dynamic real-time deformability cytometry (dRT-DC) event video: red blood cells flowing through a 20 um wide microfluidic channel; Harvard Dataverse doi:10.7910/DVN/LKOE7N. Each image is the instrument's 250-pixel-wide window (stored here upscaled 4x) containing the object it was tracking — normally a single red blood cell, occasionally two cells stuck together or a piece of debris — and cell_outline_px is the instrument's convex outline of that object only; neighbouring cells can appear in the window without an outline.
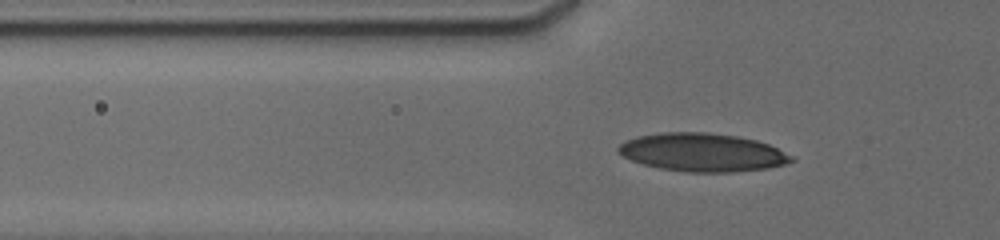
{"species": "human", "species_latin": "Homo sapiens", "temperature_condition": "cold", "stored_images_in_passage": 63, "camera_frame_rate_fps": 3000, "um_per_image_px": 0.085, "donor": {"sex": "male"}, "frame": {"image": 1, "passage_image": 25, "time_ms": 6.667, "image_size_px": [1000, 240], "cell_outline_px": [[796, 160], [784, 164], [768, 168], [732, 172], [684, 172], [660, 168], [644, 164], [632, 160], [616, 152], [616, 148], [624, 140], [636, 136], [664, 132], [708, 132], [736, 136], [756, 140], [768, 144], [796, 156]], "centroid_in_image_um": [59.71, 12.95], "position_along_channel_um": 66.1, "area_um2": 38.78}}
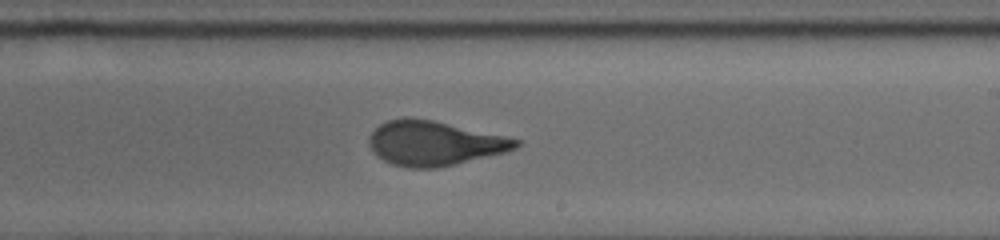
{"frame": {"image": 2, "passage_image": 43, "time_ms": 11.667, "image_size_px": [1000, 240], "cell_outline_px": [[520, 144], [516, 148], [504, 152], [488, 156], [436, 168], [408, 168], [392, 164], [376, 156], [372, 152], [368, 144], [368, 136], [380, 124], [388, 120], [408, 116], [432, 120], [504, 136], [520, 140]], "centroid_in_image_um": [36.84, 12.17], "position_along_channel_um": 252.2, "area_um2": 37.92}}
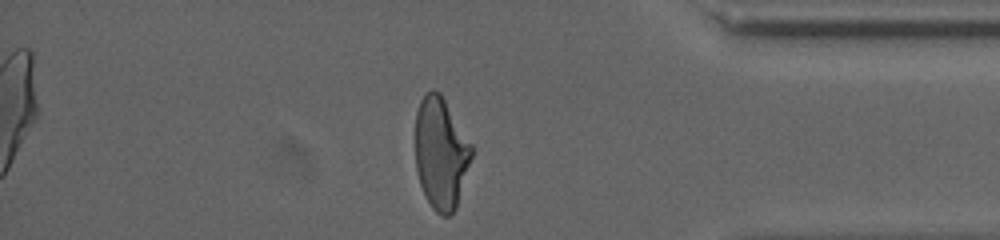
{"frame": {"image": 3, "passage_image": 59, "time_ms": 16.0, "image_size_px": [1000, 240], "cell_outline_px": [[472, 156], [456, 208], [448, 216], [444, 216], [436, 212], [432, 208], [420, 184], [416, 168], [416, 112], [420, 100], [432, 88], [440, 92], [472, 144]], "centroid_in_image_um": [37.47, 13.0], "position_along_channel_um": 397.7, "area_um2": 36.36}, "authors_computed_cell_mechanics": {"area_um2": 37.3966, "velocity_mm_per_s": 3.8133, "shape_relaxation_time_tau1_ms": 6.0561, "shape_relaxation_time_tau2_ms": null, "deformation_change_tau1": 0.2041, "deformation_change_tau2": null}}